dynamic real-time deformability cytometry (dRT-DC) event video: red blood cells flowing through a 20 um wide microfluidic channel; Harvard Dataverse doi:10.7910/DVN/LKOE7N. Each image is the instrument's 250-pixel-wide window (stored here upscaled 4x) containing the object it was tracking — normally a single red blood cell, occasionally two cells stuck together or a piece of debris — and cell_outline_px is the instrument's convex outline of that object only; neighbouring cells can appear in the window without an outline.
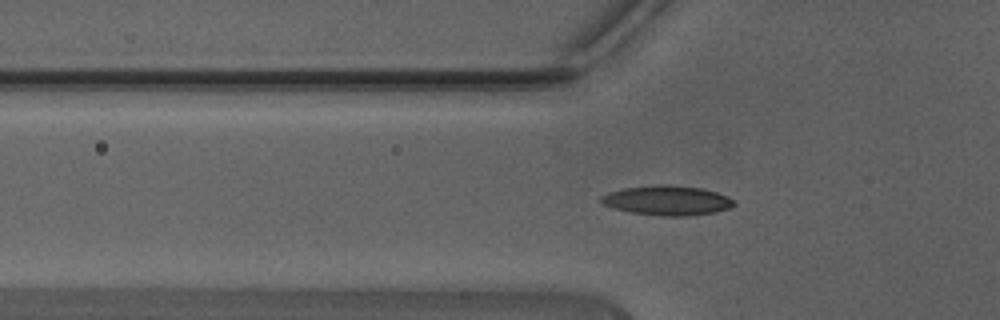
{"species": "Egyptian fruit bat (a non-hibernating species)", "species_latin": "Rousettus aegyptiacus", "temperature_condition": "warm", "stored_images_in_passage": 35, "camera_frame_rate_fps": 3000, "um_per_image_px": 0.085, "animal": {"sex": "male"}, "frame": {"image": 1, "passage_image": 5, "time_ms": 1.333, "image_size_px": [1000, 320], "cell_outline_px": [[736, 204], [728, 208], [716, 212], [688, 216], [664, 216], [632, 212], [612, 208], [604, 204], [600, 200], [600, 196], [608, 192], [624, 188], [660, 184], [664, 184], [700, 188], [716, 192], [728, 196]], "centroid_in_image_um": [56.7, 17.03], "position_along_channel_um": 69.1, "area_um2": 22.83}}
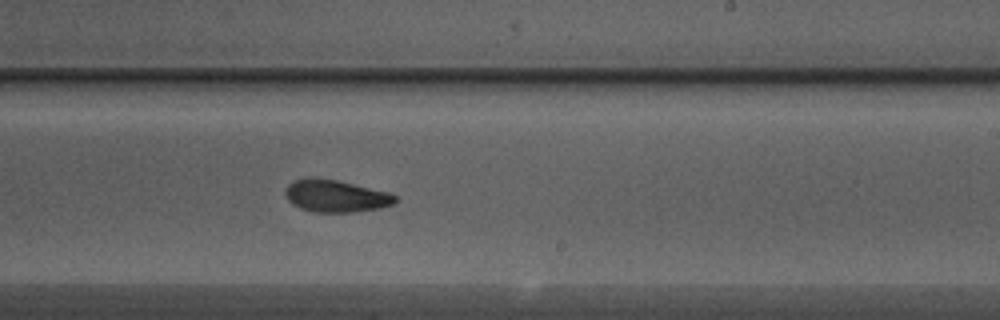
{"frame": {"image": 2, "passage_image": 18, "time_ms": 5.667, "image_size_px": [1000, 320], "cell_outline_px": [[396, 200], [392, 204], [380, 208], [352, 212], [316, 212], [300, 208], [292, 204], [288, 200], [284, 192], [288, 184], [292, 180], [308, 176], [336, 180], [388, 192], [396, 196]], "centroid_in_image_um": [28.48, 16.65], "position_along_channel_um": 260.5, "area_um2": 20.63}}
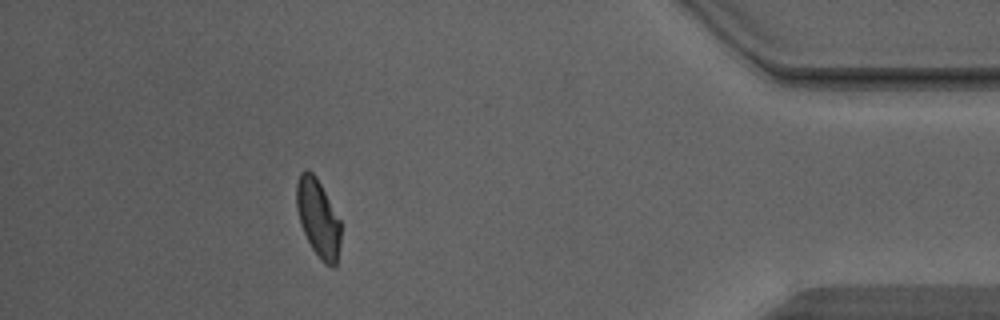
{"frame": {"image": 3, "passage_image": 31, "time_ms": 10.0, "image_size_px": [1000, 320], "cell_outline_px": [[340, 244], [336, 268], [332, 268], [324, 264], [312, 248], [300, 224], [296, 208], [296, 184], [300, 172], [304, 168], [308, 168], [316, 176], [340, 220]], "centroid_in_image_um": [27.03, 18.54], "position_along_channel_um": 408.2, "area_um2": 20.23}, "authors_computed_cell_mechanics": {"area_um2": 20.6346, "velocity_mm_per_s": 4.4419, "shape_relaxation_time_tau1_ms": 5.359, "shape_relaxation_time_tau2_ms": 2.5367, "deformation_change_tau1": 0.1688, "deformation_change_tau2": 0.0813}}